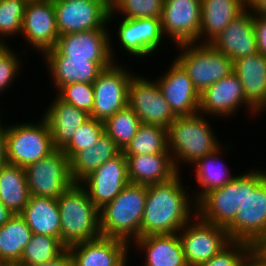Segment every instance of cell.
Here are the masks:
<instances>
[{
  "label": "cell",
  "instance_id": "ba28073f",
  "mask_svg": "<svg viewBox=\"0 0 266 266\" xmlns=\"http://www.w3.org/2000/svg\"><path fill=\"white\" fill-rule=\"evenodd\" d=\"M25 169L30 195L58 199L74 182L69 158L63 150L55 149L48 156Z\"/></svg>",
  "mask_w": 266,
  "mask_h": 266
},
{
  "label": "cell",
  "instance_id": "e575fe53",
  "mask_svg": "<svg viewBox=\"0 0 266 266\" xmlns=\"http://www.w3.org/2000/svg\"><path fill=\"white\" fill-rule=\"evenodd\" d=\"M66 249L56 237L33 234L16 266H31L51 261Z\"/></svg>",
  "mask_w": 266,
  "mask_h": 266
},
{
  "label": "cell",
  "instance_id": "9c48e42d",
  "mask_svg": "<svg viewBox=\"0 0 266 266\" xmlns=\"http://www.w3.org/2000/svg\"><path fill=\"white\" fill-rule=\"evenodd\" d=\"M59 35L106 29L111 4L94 0H53Z\"/></svg>",
  "mask_w": 266,
  "mask_h": 266
},
{
  "label": "cell",
  "instance_id": "f1b7e54d",
  "mask_svg": "<svg viewBox=\"0 0 266 266\" xmlns=\"http://www.w3.org/2000/svg\"><path fill=\"white\" fill-rule=\"evenodd\" d=\"M121 150L113 139L104 132L88 149L76 152L70 159V174L74 183H81L98 167L117 156Z\"/></svg>",
  "mask_w": 266,
  "mask_h": 266
},
{
  "label": "cell",
  "instance_id": "836d02e7",
  "mask_svg": "<svg viewBox=\"0 0 266 266\" xmlns=\"http://www.w3.org/2000/svg\"><path fill=\"white\" fill-rule=\"evenodd\" d=\"M122 152L124 155L170 154L167 129L141 123L136 135Z\"/></svg>",
  "mask_w": 266,
  "mask_h": 266
},
{
  "label": "cell",
  "instance_id": "f35d334b",
  "mask_svg": "<svg viewBox=\"0 0 266 266\" xmlns=\"http://www.w3.org/2000/svg\"><path fill=\"white\" fill-rule=\"evenodd\" d=\"M105 132L104 122L90 118L76 131L70 142L62 149L70 159L76 152L90 148Z\"/></svg>",
  "mask_w": 266,
  "mask_h": 266
},
{
  "label": "cell",
  "instance_id": "ac0fdd59",
  "mask_svg": "<svg viewBox=\"0 0 266 266\" xmlns=\"http://www.w3.org/2000/svg\"><path fill=\"white\" fill-rule=\"evenodd\" d=\"M246 106L251 114L258 112L246 101L243 86L238 76L232 72L215 82L200 94L199 112L206 117H228L235 114L240 106ZM206 113V114H205Z\"/></svg>",
  "mask_w": 266,
  "mask_h": 266
},
{
  "label": "cell",
  "instance_id": "5bb4252c",
  "mask_svg": "<svg viewBox=\"0 0 266 266\" xmlns=\"http://www.w3.org/2000/svg\"><path fill=\"white\" fill-rule=\"evenodd\" d=\"M245 199V174L205 194L197 203V216L210 224L227 228Z\"/></svg>",
  "mask_w": 266,
  "mask_h": 266
},
{
  "label": "cell",
  "instance_id": "7c38bea8",
  "mask_svg": "<svg viewBox=\"0 0 266 266\" xmlns=\"http://www.w3.org/2000/svg\"><path fill=\"white\" fill-rule=\"evenodd\" d=\"M108 31V28L92 29L60 35L54 48L68 59H87L104 70L116 62Z\"/></svg>",
  "mask_w": 266,
  "mask_h": 266
},
{
  "label": "cell",
  "instance_id": "f907efd6",
  "mask_svg": "<svg viewBox=\"0 0 266 266\" xmlns=\"http://www.w3.org/2000/svg\"><path fill=\"white\" fill-rule=\"evenodd\" d=\"M116 0H108V2L112 5Z\"/></svg>",
  "mask_w": 266,
  "mask_h": 266
},
{
  "label": "cell",
  "instance_id": "e0dca14e",
  "mask_svg": "<svg viewBox=\"0 0 266 266\" xmlns=\"http://www.w3.org/2000/svg\"><path fill=\"white\" fill-rule=\"evenodd\" d=\"M21 34L43 55L54 48L59 38L53 0H28Z\"/></svg>",
  "mask_w": 266,
  "mask_h": 266
},
{
  "label": "cell",
  "instance_id": "2e32d148",
  "mask_svg": "<svg viewBox=\"0 0 266 266\" xmlns=\"http://www.w3.org/2000/svg\"><path fill=\"white\" fill-rule=\"evenodd\" d=\"M128 183L127 158L121 151L98 167L80 184L87 190L90 200L100 210L115 199Z\"/></svg>",
  "mask_w": 266,
  "mask_h": 266
},
{
  "label": "cell",
  "instance_id": "52a82bcc",
  "mask_svg": "<svg viewBox=\"0 0 266 266\" xmlns=\"http://www.w3.org/2000/svg\"><path fill=\"white\" fill-rule=\"evenodd\" d=\"M39 122L7 125L8 164L25 168L55 150L47 120L42 116Z\"/></svg>",
  "mask_w": 266,
  "mask_h": 266
},
{
  "label": "cell",
  "instance_id": "60d3db41",
  "mask_svg": "<svg viewBox=\"0 0 266 266\" xmlns=\"http://www.w3.org/2000/svg\"><path fill=\"white\" fill-rule=\"evenodd\" d=\"M253 249L254 247L246 242L231 241L219 253L199 266H239Z\"/></svg>",
  "mask_w": 266,
  "mask_h": 266
},
{
  "label": "cell",
  "instance_id": "7dc6e473",
  "mask_svg": "<svg viewBox=\"0 0 266 266\" xmlns=\"http://www.w3.org/2000/svg\"><path fill=\"white\" fill-rule=\"evenodd\" d=\"M247 3L255 15L263 16L266 13V0H247Z\"/></svg>",
  "mask_w": 266,
  "mask_h": 266
},
{
  "label": "cell",
  "instance_id": "5b68a950",
  "mask_svg": "<svg viewBox=\"0 0 266 266\" xmlns=\"http://www.w3.org/2000/svg\"><path fill=\"white\" fill-rule=\"evenodd\" d=\"M226 230L231 241L254 248L266 238V170L245 172V199Z\"/></svg>",
  "mask_w": 266,
  "mask_h": 266
},
{
  "label": "cell",
  "instance_id": "603a6c76",
  "mask_svg": "<svg viewBox=\"0 0 266 266\" xmlns=\"http://www.w3.org/2000/svg\"><path fill=\"white\" fill-rule=\"evenodd\" d=\"M43 55L57 90L61 86L75 82L93 84L103 71L96 62L87 59H68L55 48L47 50Z\"/></svg>",
  "mask_w": 266,
  "mask_h": 266
},
{
  "label": "cell",
  "instance_id": "ab89813d",
  "mask_svg": "<svg viewBox=\"0 0 266 266\" xmlns=\"http://www.w3.org/2000/svg\"><path fill=\"white\" fill-rule=\"evenodd\" d=\"M57 97L91 115L94 103V88L91 83L75 82L61 86Z\"/></svg>",
  "mask_w": 266,
  "mask_h": 266
},
{
  "label": "cell",
  "instance_id": "74e56055",
  "mask_svg": "<svg viewBox=\"0 0 266 266\" xmlns=\"http://www.w3.org/2000/svg\"><path fill=\"white\" fill-rule=\"evenodd\" d=\"M28 0H0V42L3 37L21 35L22 22Z\"/></svg>",
  "mask_w": 266,
  "mask_h": 266
},
{
  "label": "cell",
  "instance_id": "681fc988",
  "mask_svg": "<svg viewBox=\"0 0 266 266\" xmlns=\"http://www.w3.org/2000/svg\"><path fill=\"white\" fill-rule=\"evenodd\" d=\"M266 260V238L255 248Z\"/></svg>",
  "mask_w": 266,
  "mask_h": 266
},
{
  "label": "cell",
  "instance_id": "277c9868",
  "mask_svg": "<svg viewBox=\"0 0 266 266\" xmlns=\"http://www.w3.org/2000/svg\"><path fill=\"white\" fill-rule=\"evenodd\" d=\"M146 196L147 185L129 182L115 199L100 209L102 236L120 239L129 244L141 237Z\"/></svg>",
  "mask_w": 266,
  "mask_h": 266
},
{
  "label": "cell",
  "instance_id": "4dcf8cb0",
  "mask_svg": "<svg viewBox=\"0 0 266 266\" xmlns=\"http://www.w3.org/2000/svg\"><path fill=\"white\" fill-rule=\"evenodd\" d=\"M32 235L25 219L20 214L13 215L0 226V262L3 265H16Z\"/></svg>",
  "mask_w": 266,
  "mask_h": 266
},
{
  "label": "cell",
  "instance_id": "d6986e66",
  "mask_svg": "<svg viewBox=\"0 0 266 266\" xmlns=\"http://www.w3.org/2000/svg\"><path fill=\"white\" fill-rule=\"evenodd\" d=\"M169 67L156 81L171 111L176 117L199 112L200 94L188 73L176 60Z\"/></svg>",
  "mask_w": 266,
  "mask_h": 266
},
{
  "label": "cell",
  "instance_id": "b9f144b4",
  "mask_svg": "<svg viewBox=\"0 0 266 266\" xmlns=\"http://www.w3.org/2000/svg\"><path fill=\"white\" fill-rule=\"evenodd\" d=\"M19 54L8 47L7 44L0 46V94L9 88L19 73L21 61Z\"/></svg>",
  "mask_w": 266,
  "mask_h": 266
},
{
  "label": "cell",
  "instance_id": "d590c367",
  "mask_svg": "<svg viewBox=\"0 0 266 266\" xmlns=\"http://www.w3.org/2000/svg\"><path fill=\"white\" fill-rule=\"evenodd\" d=\"M140 124L139 117L129 106L104 121L105 132L113 139L121 151L128 146L136 135Z\"/></svg>",
  "mask_w": 266,
  "mask_h": 266
},
{
  "label": "cell",
  "instance_id": "ffe728a7",
  "mask_svg": "<svg viewBox=\"0 0 266 266\" xmlns=\"http://www.w3.org/2000/svg\"><path fill=\"white\" fill-rule=\"evenodd\" d=\"M119 44L134 57H149L163 40L160 18H123L118 26Z\"/></svg>",
  "mask_w": 266,
  "mask_h": 266
},
{
  "label": "cell",
  "instance_id": "3957f363",
  "mask_svg": "<svg viewBox=\"0 0 266 266\" xmlns=\"http://www.w3.org/2000/svg\"><path fill=\"white\" fill-rule=\"evenodd\" d=\"M203 116L200 112L177 116L167 127L168 149L180 173L179 161L193 166L198 159L212 154L222 145Z\"/></svg>",
  "mask_w": 266,
  "mask_h": 266
},
{
  "label": "cell",
  "instance_id": "4316f807",
  "mask_svg": "<svg viewBox=\"0 0 266 266\" xmlns=\"http://www.w3.org/2000/svg\"><path fill=\"white\" fill-rule=\"evenodd\" d=\"M130 183L150 185L169 181L178 173L171 154L124 155Z\"/></svg>",
  "mask_w": 266,
  "mask_h": 266
},
{
  "label": "cell",
  "instance_id": "bcb514c9",
  "mask_svg": "<svg viewBox=\"0 0 266 266\" xmlns=\"http://www.w3.org/2000/svg\"><path fill=\"white\" fill-rule=\"evenodd\" d=\"M2 125L0 127V169L8 164L7 161V145H6V132L7 127Z\"/></svg>",
  "mask_w": 266,
  "mask_h": 266
},
{
  "label": "cell",
  "instance_id": "7bdbcfd3",
  "mask_svg": "<svg viewBox=\"0 0 266 266\" xmlns=\"http://www.w3.org/2000/svg\"><path fill=\"white\" fill-rule=\"evenodd\" d=\"M253 26L256 37L257 52L266 57V20L254 14Z\"/></svg>",
  "mask_w": 266,
  "mask_h": 266
},
{
  "label": "cell",
  "instance_id": "1f68e13d",
  "mask_svg": "<svg viewBox=\"0 0 266 266\" xmlns=\"http://www.w3.org/2000/svg\"><path fill=\"white\" fill-rule=\"evenodd\" d=\"M30 192L25 169L7 164L0 169V200L14 214H21L28 203Z\"/></svg>",
  "mask_w": 266,
  "mask_h": 266
},
{
  "label": "cell",
  "instance_id": "d4e9b609",
  "mask_svg": "<svg viewBox=\"0 0 266 266\" xmlns=\"http://www.w3.org/2000/svg\"><path fill=\"white\" fill-rule=\"evenodd\" d=\"M133 243L145 251L144 266H188L178 232L141 236Z\"/></svg>",
  "mask_w": 266,
  "mask_h": 266
},
{
  "label": "cell",
  "instance_id": "8992f818",
  "mask_svg": "<svg viewBox=\"0 0 266 266\" xmlns=\"http://www.w3.org/2000/svg\"><path fill=\"white\" fill-rule=\"evenodd\" d=\"M186 43L175 60L188 73L194 87L203 93L209 86L233 72V60L210 44Z\"/></svg>",
  "mask_w": 266,
  "mask_h": 266
},
{
  "label": "cell",
  "instance_id": "f546056e",
  "mask_svg": "<svg viewBox=\"0 0 266 266\" xmlns=\"http://www.w3.org/2000/svg\"><path fill=\"white\" fill-rule=\"evenodd\" d=\"M20 215L25 219L33 234L60 239V214L55 198L30 195Z\"/></svg>",
  "mask_w": 266,
  "mask_h": 266
},
{
  "label": "cell",
  "instance_id": "7402d4cb",
  "mask_svg": "<svg viewBox=\"0 0 266 266\" xmlns=\"http://www.w3.org/2000/svg\"><path fill=\"white\" fill-rule=\"evenodd\" d=\"M129 243L101 236L69 247L75 266H124Z\"/></svg>",
  "mask_w": 266,
  "mask_h": 266
},
{
  "label": "cell",
  "instance_id": "83f0119b",
  "mask_svg": "<svg viewBox=\"0 0 266 266\" xmlns=\"http://www.w3.org/2000/svg\"><path fill=\"white\" fill-rule=\"evenodd\" d=\"M247 7V0H201L199 44H209Z\"/></svg>",
  "mask_w": 266,
  "mask_h": 266
},
{
  "label": "cell",
  "instance_id": "6da1fadb",
  "mask_svg": "<svg viewBox=\"0 0 266 266\" xmlns=\"http://www.w3.org/2000/svg\"><path fill=\"white\" fill-rule=\"evenodd\" d=\"M180 177L178 173L164 183L147 185L141 236L177 233L196 217V203L186 193Z\"/></svg>",
  "mask_w": 266,
  "mask_h": 266
},
{
  "label": "cell",
  "instance_id": "c3c4849f",
  "mask_svg": "<svg viewBox=\"0 0 266 266\" xmlns=\"http://www.w3.org/2000/svg\"><path fill=\"white\" fill-rule=\"evenodd\" d=\"M14 214L0 200V226H3Z\"/></svg>",
  "mask_w": 266,
  "mask_h": 266
},
{
  "label": "cell",
  "instance_id": "30bf717a",
  "mask_svg": "<svg viewBox=\"0 0 266 266\" xmlns=\"http://www.w3.org/2000/svg\"><path fill=\"white\" fill-rule=\"evenodd\" d=\"M193 219L181 228L178 235L187 265L199 266L225 248L231 239L226 228L205 222L198 216Z\"/></svg>",
  "mask_w": 266,
  "mask_h": 266
},
{
  "label": "cell",
  "instance_id": "8d00e7d4",
  "mask_svg": "<svg viewBox=\"0 0 266 266\" xmlns=\"http://www.w3.org/2000/svg\"><path fill=\"white\" fill-rule=\"evenodd\" d=\"M163 4L164 0H116L108 14V22H111L113 15L115 17L119 12L123 18H160Z\"/></svg>",
  "mask_w": 266,
  "mask_h": 266
},
{
  "label": "cell",
  "instance_id": "4fadbf2b",
  "mask_svg": "<svg viewBox=\"0 0 266 266\" xmlns=\"http://www.w3.org/2000/svg\"><path fill=\"white\" fill-rule=\"evenodd\" d=\"M128 106L141 123L167 127L176 119L156 80L133 76L128 85Z\"/></svg>",
  "mask_w": 266,
  "mask_h": 266
},
{
  "label": "cell",
  "instance_id": "d6a6232c",
  "mask_svg": "<svg viewBox=\"0 0 266 266\" xmlns=\"http://www.w3.org/2000/svg\"><path fill=\"white\" fill-rule=\"evenodd\" d=\"M221 148L223 147H219L212 154L198 159L193 164V167L196 168V181L201 186V189L196 192L195 196L192 195L195 197V203H197L205 194L214 189L223 187L235 177L234 175H231V172H228L225 168V164H222V161H219L221 159V151L223 150Z\"/></svg>",
  "mask_w": 266,
  "mask_h": 266
},
{
  "label": "cell",
  "instance_id": "f6af8a7d",
  "mask_svg": "<svg viewBox=\"0 0 266 266\" xmlns=\"http://www.w3.org/2000/svg\"><path fill=\"white\" fill-rule=\"evenodd\" d=\"M239 266H266L265 258L254 248Z\"/></svg>",
  "mask_w": 266,
  "mask_h": 266
},
{
  "label": "cell",
  "instance_id": "8fae6325",
  "mask_svg": "<svg viewBox=\"0 0 266 266\" xmlns=\"http://www.w3.org/2000/svg\"><path fill=\"white\" fill-rule=\"evenodd\" d=\"M133 76L129 69L116 62L104 69L93 83L94 103L90 117L104 122L127 107L128 85Z\"/></svg>",
  "mask_w": 266,
  "mask_h": 266
},
{
  "label": "cell",
  "instance_id": "9a60e30c",
  "mask_svg": "<svg viewBox=\"0 0 266 266\" xmlns=\"http://www.w3.org/2000/svg\"><path fill=\"white\" fill-rule=\"evenodd\" d=\"M201 0H164L161 25L176 45L199 42Z\"/></svg>",
  "mask_w": 266,
  "mask_h": 266
},
{
  "label": "cell",
  "instance_id": "cb8c5ba5",
  "mask_svg": "<svg viewBox=\"0 0 266 266\" xmlns=\"http://www.w3.org/2000/svg\"><path fill=\"white\" fill-rule=\"evenodd\" d=\"M246 101L257 111L266 110V57L256 53L233 61Z\"/></svg>",
  "mask_w": 266,
  "mask_h": 266
},
{
  "label": "cell",
  "instance_id": "484cf974",
  "mask_svg": "<svg viewBox=\"0 0 266 266\" xmlns=\"http://www.w3.org/2000/svg\"><path fill=\"white\" fill-rule=\"evenodd\" d=\"M48 107L43 117L48 122L54 148L62 150L75 131L91 117L89 113L63 102L57 96Z\"/></svg>",
  "mask_w": 266,
  "mask_h": 266
},
{
  "label": "cell",
  "instance_id": "816d5d0a",
  "mask_svg": "<svg viewBox=\"0 0 266 266\" xmlns=\"http://www.w3.org/2000/svg\"><path fill=\"white\" fill-rule=\"evenodd\" d=\"M262 17L266 20V13Z\"/></svg>",
  "mask_w": 266,
  "mask_h": 266
},
{
  "label": "cell",
  "instance_id": "ee69618b",
  "mask_svg": "<svg viewBox=\"0 0 266 266\" xmlns=\"http://www.w3.org/2000/svg\"><path fill=\"white\" fill-rule=\"evenodd\" d=\"M31 266H75V263L69 249H66L63 253L51 261Z\"/></svg>",
  "mask_w": 266,
  "mask_h": 266
},
{
  "label": "cell",
  "instance_id": "44dd1931",
  "mask_svg": "<svg viewBox=\"0 0 266 266\" xmlns=\"http://www.w3.org/2000/svg\"><path fill=\"white\" fill-rule=\"evenodd\" d=\"M253 20L254 13L247 7L209 44L233 61L253 56L258 53Z\"/></svg>",
  "mask_w": 266,
  "mask_h": 266
},
{
  "label": "cell",
  "instance_id": "7a4b0ae2",
  "mask_svg": "<svg viewBox=\"0 0 266 266\" xmlns=\"http://www.w3.org/2000/svg\"><path fill=\"white\" fill-rule=\"evenodd\" d=\"M56 200L60 214V241L67 249L102 236L100 210L80 183H74Z\"/></svg>",
  "mask_w": 266,
  "mask_h": 266
}]
</instances>
